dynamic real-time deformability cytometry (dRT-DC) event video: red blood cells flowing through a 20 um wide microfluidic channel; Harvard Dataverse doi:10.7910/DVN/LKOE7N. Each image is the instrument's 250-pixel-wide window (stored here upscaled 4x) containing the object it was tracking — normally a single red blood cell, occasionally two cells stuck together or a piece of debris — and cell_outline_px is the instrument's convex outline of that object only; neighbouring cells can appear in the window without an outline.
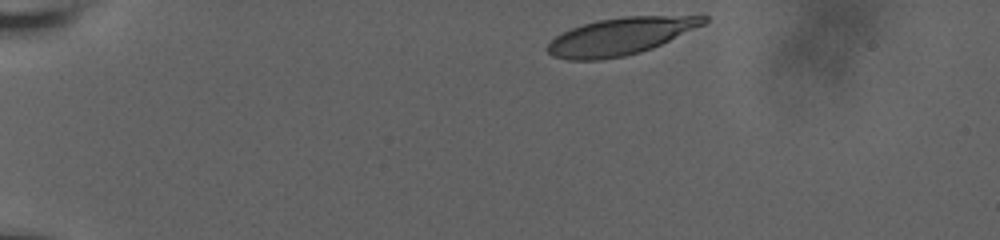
{"species": "human", "species_latin": "Homo sapiens", "temperature_condition": "room temperature", "stored_images_in_passage": 40, "camera_frame_rate_fps": 3000, "um_per_image_px": 0.085, "donor": {"sex": "male"}, "frame": {"image": 1, "passage_image": 1, "time_ms": 0.0, "image_size_px": [1000, 240], "cell_outline_px": [[708, 20], [704, 24], [652, 48], [640, 52], [624, 56], [600, 60], [568, 60], [552, 56], [544, 48], [556, 36], [572, 28], [596, 20], [624, 16], [708, 16]], "centroid_in_image_um": [52.69, 3.09], "position_along_channel_um": 32.3, "area_um2": 33.52}}
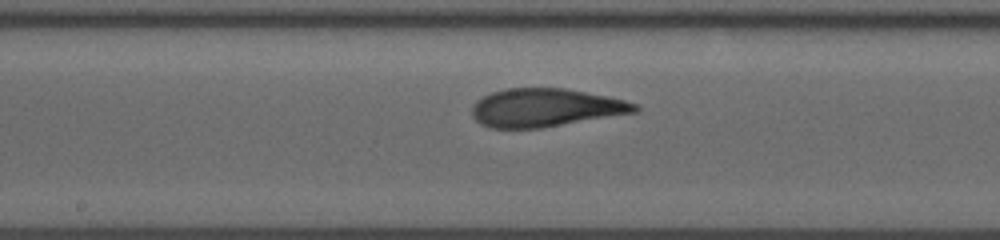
{"frame": {"image": 2, "passage_image": 22, "time_ms": 7.0, "image_size_px": [1000, 240], "cell_outline_px": [[640, 108], [636, 112], [540, 128], [488, 128], [480, 124], [472, 116], [472, 104], [476, 100], [492, 92], [508, 88], [564, 88], [624, 100], [636, 104]], "centroid_in_image_um": [46.3, 9.16], "position_along_channel_um": 201.9, "area_um2": 36.01}}
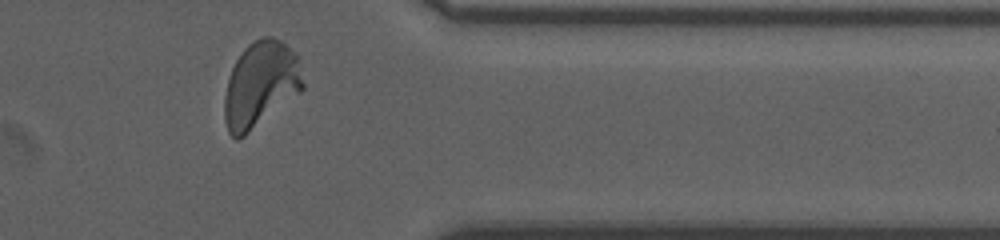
{"frame": {"image": 3, "passage_image": 38, "time_ms": 12.333, "image_size_px": [1000, 240], "cell_outline_px": [[304, 88], [300, 92], [244, 136], [236, 140], [228, 132], [224, 120], [224, 96], [228, 80], [232, 68], [236, 60], [244, 48], [248, 44], [260, 36], [272, 36], [280, 40], [300, 56], [304, 84]], "centroid_in_image_um": [22.16, 7.15], "position_along_channel_um": 389.2, "area_um2": 39.48}, "authors_computed_cell_mechanics": {"area_um2": 36.2984, "velocity_mm_per_s": 3.6732, "shape_relaxation_time_tau1_ms": 4.5793, "shape_relaxation_time_tau2_ms": 0.8997, "deformation_change_tau1": 0.1945, "deformation_change_tau2": 0.0765}}